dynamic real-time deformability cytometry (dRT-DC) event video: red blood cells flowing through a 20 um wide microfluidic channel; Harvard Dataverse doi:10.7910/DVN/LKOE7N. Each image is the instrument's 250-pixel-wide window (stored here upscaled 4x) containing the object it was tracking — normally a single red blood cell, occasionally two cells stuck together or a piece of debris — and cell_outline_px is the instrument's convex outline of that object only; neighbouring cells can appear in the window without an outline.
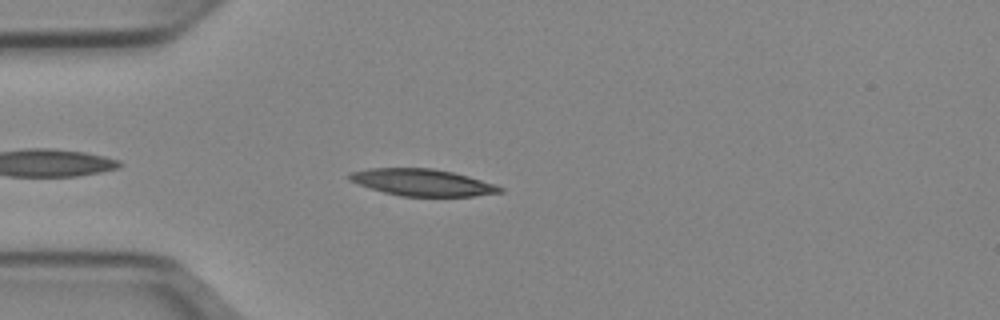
{"species": "Egyptian fruit bat (a non-hibernating species)", "species_latin": "Rousettus aegyptiacus", "temperature_condition": "cold", "stored_images_in_passage": 34, "camera_frame_rate_fps": 3000, "um_per_image_px": 0.085, "animal": {"sex": "female"}, "frame": {"image": 1, "passage_image": 4, "time_ms": 1.0, "image_size_px": [1000, 320], "cell_outline_px": [[504, 192], [476, 196], [400, 196], [384, 192], [348, 180], [348, 172], [368, 168], [432, 168], [452, 172], [468, 176], [496, 184], [504, 188]], "centroid_in_image_um": [35.92, 15.5], "position_along_channel_um": 49.1, "area_um2": 23.58}}
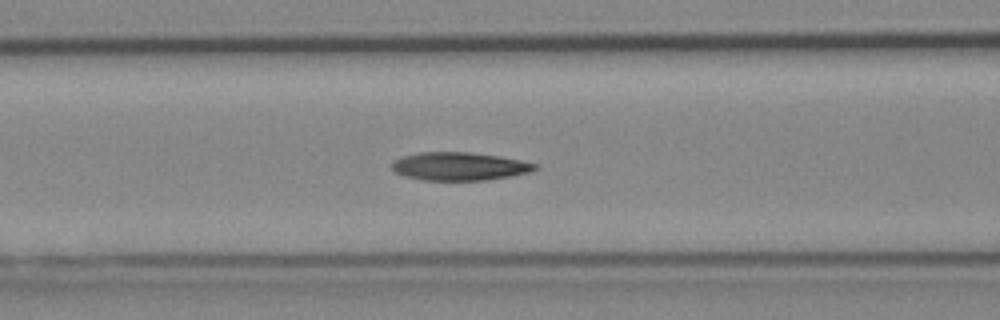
{"frame": {"image": 2, "passage_image": 11, "time_ms": 3.333, "image_size_px": [1000, 320], "cell_outline_px": [[540, 168], [528, 172], [512, 176], [488, 180], [424, 180], [404, 176], [396, 172], [392, 168], [392, 164], [396, 160], [404, 156], [420, 152], [472, 152], [500, 156], [540, 164]], "centroid_in_image_um": [39.12, 14.14], "position_along_channel_um": 127.5, "area_um2": 23.52}}
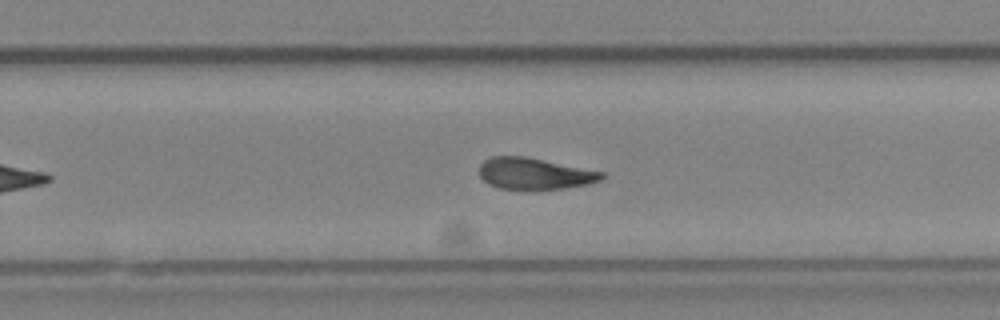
{"frame": {"image": 3, "passage_image": 23, "time_ms": 7.333, "image_size_px": [1000, 320], "cell_outline_px": [[604, 176], [600, 180], [588, 184], [564, 188], [532, 192], [500, 188], [488, 184], [480, 176], [480, 164], [484, 160], [492, 156], [524, 156], [604, 172]], "centroid_in_image_um": [45.41, 14.79], "position_along_channel_um": 284.4, "area_um2": 22.89}, "authors_computed_cell_mechanics": {"area_um2": 23.5535, "velocity_mm_per_s": 3.948, "shape_relaxation_time_tau1_ms": 5.6578, "shape_relaxation_time_tau2_ms": 5.4556, "deformation_change_tau1": 0.1814, "deformation_change_tau2": 0.1365}}